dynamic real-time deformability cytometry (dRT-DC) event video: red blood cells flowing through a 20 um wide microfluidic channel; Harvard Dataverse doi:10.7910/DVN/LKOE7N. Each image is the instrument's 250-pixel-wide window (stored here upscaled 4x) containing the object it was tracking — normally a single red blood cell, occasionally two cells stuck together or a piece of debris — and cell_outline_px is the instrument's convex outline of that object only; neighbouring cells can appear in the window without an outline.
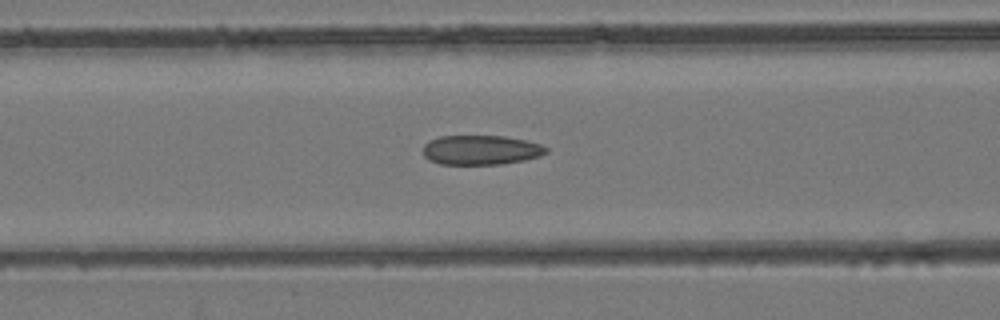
{"species": "common noctule bat (a hibernating species)", "species_latin": "Nyctalus noctula", "temperature_condition": "room temperature", "stored_images_in_passage": 44, "camera_frame_rate_fps": 3000, "um_per_image_px": 0.085, "animal": {"sex": "female", "body_mass_g": 24.6, "forearm_length_mm": 56.2}, "frame": {"image": 1, "passage_image": 17, "time_ms": 5.333, "image_size_px": [1000, 320], "cell_outline_px": [[548, 152], [540, 156], [524, 160], [500, 164], [440, 164], [428, 160], [424, 156], [424, 144], [428, 140], [440, 136], [504, 136], [524, 140], [540, 144], [548, 148]], "centroid_in_image_um": [40.86, 12.75], "position_along_channel_um": 125.7, "area_um2": 21.21}}
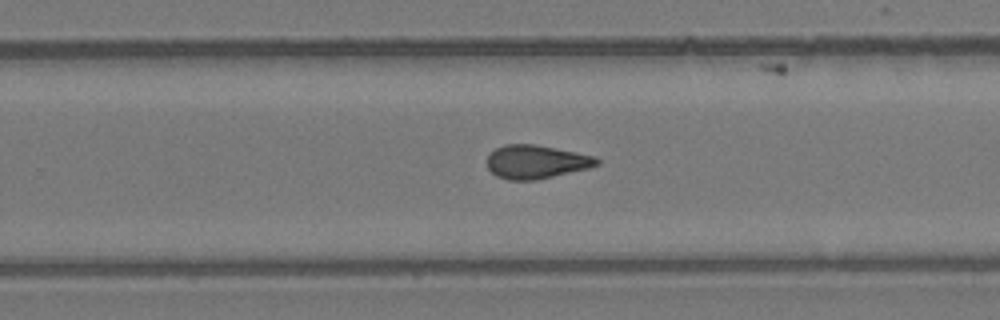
{"frame": {"image": 2, "passage_image": 28, "time_ms": 9.0, "image_size_px": [1000, 320], "cell_outline_px": [[600, 164], [588, 168], [536, 180], [508, 180], [496, 176], [488, 168], [488, 156], [496, 148], [504, 144], [532, 144], [556, 148], [596, 156], [600, 160]], "centroid_in_image_um": [45.59, 13.75], "position_along_channel_um": 284.2, "area_um2": 21.39}}
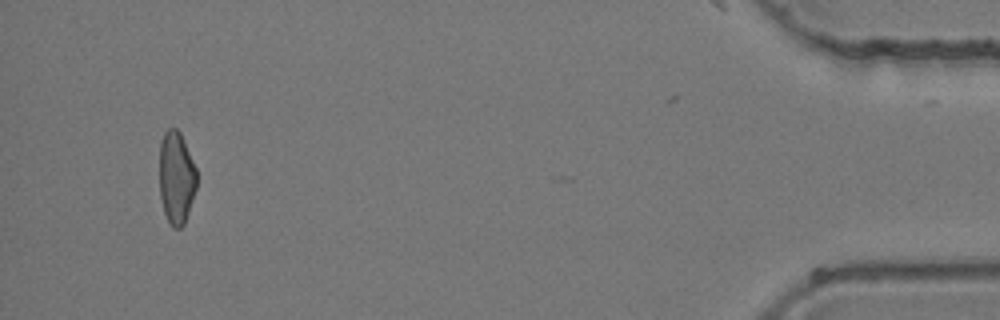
{"frame": {"image": 3, "passage_image": 43, "time_ms": 14.0, "image_size_px": [1000, 320], "cell_outline_px": [[196, 188], [184, 224], [180, 228], [172, 228], [164, 212], [160, 196], [160, 140], [164, 132], [168, 128], [176, 128], [180, 132], [196, 168]], "centroid_in_image_um": [14.98, 15.09], "position_along_channel_um": 420.2, "area_um2": 20.0}}